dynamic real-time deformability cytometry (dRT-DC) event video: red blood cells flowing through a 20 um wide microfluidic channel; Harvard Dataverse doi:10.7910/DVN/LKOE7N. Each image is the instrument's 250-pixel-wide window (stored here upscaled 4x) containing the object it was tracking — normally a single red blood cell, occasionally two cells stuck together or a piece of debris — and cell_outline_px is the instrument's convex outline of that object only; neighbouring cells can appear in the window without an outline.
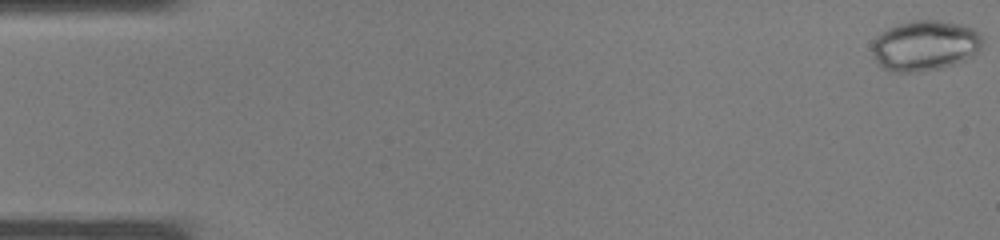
{"species": "common noctule bat (a hibernating species)", "species_latin": "Nyctalus noctula", "temperature_condition": "warm", "stored_images_in_passage": 38, "camera_frame_rate_fps": 3000, "um_per_image_px": 0.085, "animal": {"sex": "male", "body_mass_g": 19.0, "forearm_length_mm": 50.8}, "frame": {"image": 1, "passage_image": 1, "time_ms": 0.0, "image_size_px": [1000, 240], "cell_outline_px": [[984, 40], [980, 52], [964, 60], [940, 68], [912, 72], [888, 72], [880, 68], [872, 52], [872, 40], [880, 32], [888, 28], [900, 24], [916, 20], [936, 20], [964, 24], [980, 32]], "centroid_in_image_um": [78.62, 3.87], "position_along_channel_um": 6.4, "area_um2": 32.83}}
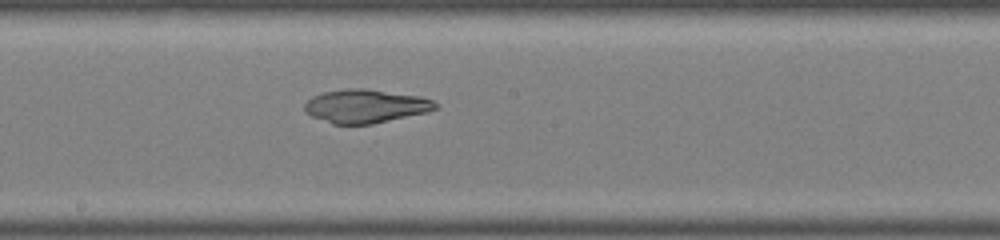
{"frame": {"image": 2, "passage_image": 21, "time_ms": 6.667, "image_size_px": [1000, 240], "cell_outline_px": [[436, 108], [428, 112], [372, 124], [332, 124], [312, 116], [304, 112], [304, 104], [312, 96], [324, 92], [348, 88], [368, 88], [420, 96], [432, 100], [436, 104]], "centroid_in_image_um": [31.05, 9.01], "position_along_channel_um": 217.1, "area_um2": 25.61}}
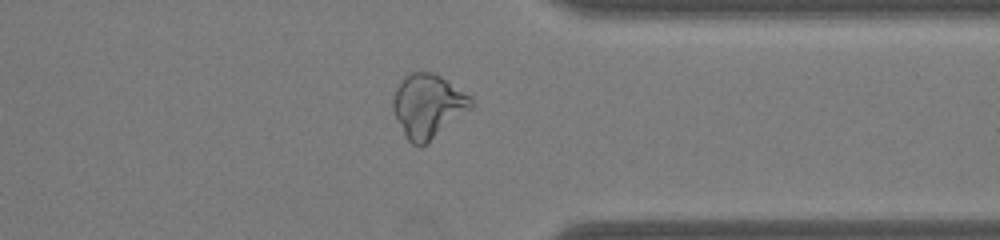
{"frame": {"image": 3, "passage_image": 30, "time_ms": 9.667, "image_size_px": [1000, 240], "cell_outline_px": [[476, 104], [472, 108], [420, 148], [412, 144], [408, 140], [396, 120], [392, 108], [392, 100], [396, 88], [400, 80], [404, 76], [412, 72], [432, 72], [440, 76], [472, 96]], "centroid_in_image_um": [36.38, 8.99], "position_along_channel_um": 375.0, "area_um2": 29.13}}